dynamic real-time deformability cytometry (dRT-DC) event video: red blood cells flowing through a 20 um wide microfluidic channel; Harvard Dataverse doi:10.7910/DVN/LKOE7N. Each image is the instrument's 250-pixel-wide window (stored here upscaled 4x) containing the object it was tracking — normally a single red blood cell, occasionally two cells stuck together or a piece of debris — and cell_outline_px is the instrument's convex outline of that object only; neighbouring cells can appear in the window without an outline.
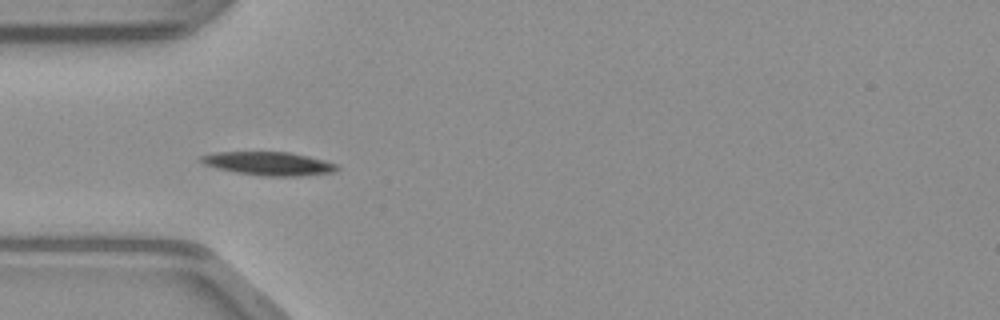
{"species": "common noctule bat (a hibernating species)", "species_latin": "Nyctalus noctula", "temperature_condition": "warm", "stored_images_in_passage": 35, "camera_frame_rate_fps": 3000, "um_per_image_px": 0.085, "animal": {"sex": "male", "body_mass_g": 23.1, "forearm_length_mm": 52.7}, "frame": {"image": 1, "passage_image": 1, "time_ms": 0.0, "image_size_px": [1000, 320], "cell_outline_px": [[340, 168], [336, 172], [304, 176], [260, 176], [236, 172], [216, 168], [204, 164], [196, 160], [196, 156], [212, 152], [288, 152], [308, 156], [324, 160], [336, 164]], "centroid_in_image_um": [22.79, 13.9], "position_along_channel_um": 62.2, "area_um2": 18.96}}
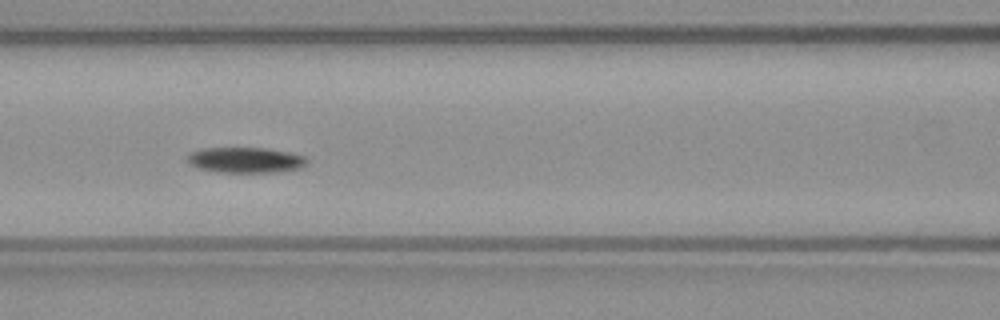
{"frame": {"image": 2, "passage_image": 7, "time_ms": 2.0, "image_size_px": [1000, 320], "cell_outline_px": [[308, 164], [304, 168], [280, 172], [216, 172], [200, 168], [188, 164], [184, 160], [192, 152], [200, 148], [268, 148], [288, 152], [304, 156], [308, 160]], "centroid_in_image_um": [20.89, 13.61], "position_along_channel_um": 145.7, "area_um2": 18.09}}
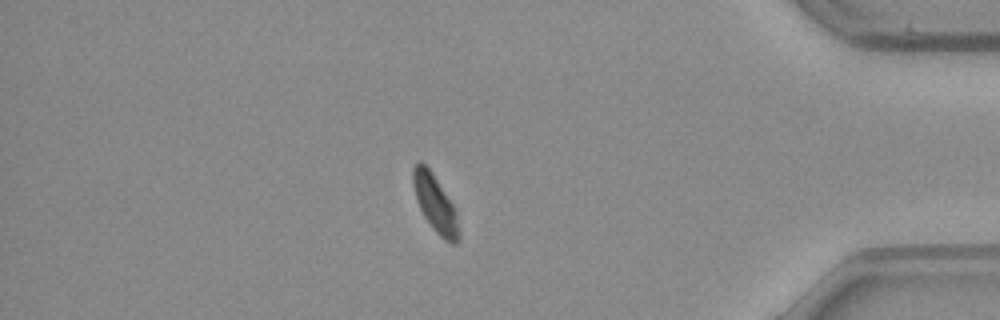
{"frame": {"image": 3, "passage_image": 28, "time_ms": 9.0, "image_size_px": [1000, 320], "cell_outline_px": [[460, 240], [456, 244], [452, 244], [444, 240], [432, 228], [424, 216], [416, 200], [412, 184], [412, 168], [420, 160], [432, 172], [456, 208], [460, 232]], "centroid_in_image_um": [37.01, 17.33], "position_along_channel_um": 398.2, "area_um2": 15.55}}